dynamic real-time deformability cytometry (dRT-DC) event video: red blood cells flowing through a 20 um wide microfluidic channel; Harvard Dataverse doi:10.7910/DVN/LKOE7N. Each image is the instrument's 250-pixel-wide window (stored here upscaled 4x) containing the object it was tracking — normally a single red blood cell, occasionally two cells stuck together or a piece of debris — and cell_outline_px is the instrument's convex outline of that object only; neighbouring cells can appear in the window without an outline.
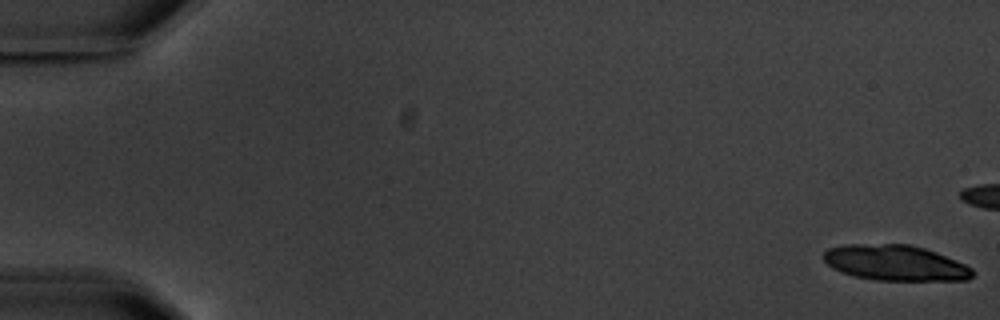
{"species": "common noctule bat (a hibernating species)", "species_latin": "Nyctalus noctula", "temperature_condition": "warm", "stored_images_in_passage": 7, "camera_frame_rate_fps": 3000, "um_per_image_px": 0.085, "animal": {"sex": "male", "body_mass_g": 20.1, "forearm_length_mm": 53.5}, "frame": {"image": 1, "passage_image": 1, "time_ms": 0.0, "image_size_px": [1000, 320], "cell_outline_px": [[972, 276], [968, 280], [876, 280], [856, 276], [840, 272], [832, 268], [820, 256], [828, 248], [844, 244], [908, 244], [924, 248], [936, 252], [964, 264], [972, 268]], "centroid_in_image_um": [76.05, 22.33], "position_along_channel_um": 9.0, "area_um2": 30.81}}